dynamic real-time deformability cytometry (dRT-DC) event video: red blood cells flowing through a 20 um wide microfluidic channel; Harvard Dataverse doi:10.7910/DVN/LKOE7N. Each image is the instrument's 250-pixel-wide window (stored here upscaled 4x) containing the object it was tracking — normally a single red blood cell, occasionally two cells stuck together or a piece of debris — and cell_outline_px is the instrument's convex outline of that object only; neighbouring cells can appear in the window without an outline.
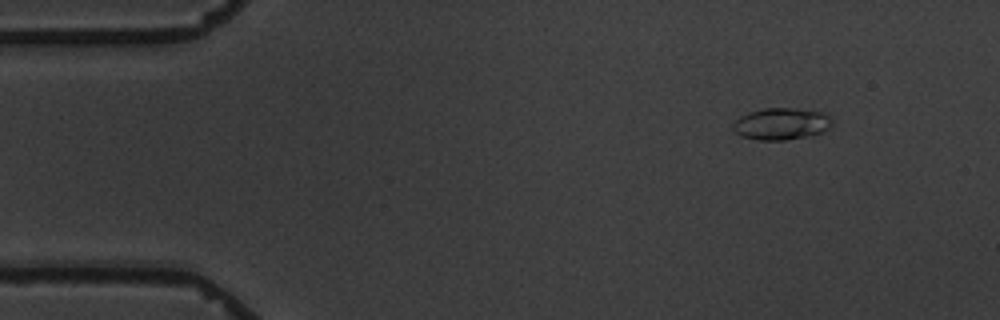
{"species": "common noctule bat (a hibernating species)", "species_latin": "Nyctalus noctula", "temperature_condition": "warm", "stored_images_in_passage": 5, "camera_frame_rate_fps": 3000, "um_per_image_px": 0.085, "animal": {"sex": "male", "body_mass_g": 19.5, "forearm_length_mm": 54.6}, "frame": {"image": 1, "passage_image": 5, "time_ms": 4.667, "image_size_px": [1000, 320], "cell_outline_px": [[832, 128], [824, 132], [808, 136], [784, 140], [760, 140], [740, 136], [732, 128], [732, 124], [740, 116], [748, 112], [764, 108], [796, 108], [824, 112], [832, 116]], "centroid_in_image_um": [66.46, 10.52], "position_along_channel_um": 18.5, "area_um2": 18.73}}